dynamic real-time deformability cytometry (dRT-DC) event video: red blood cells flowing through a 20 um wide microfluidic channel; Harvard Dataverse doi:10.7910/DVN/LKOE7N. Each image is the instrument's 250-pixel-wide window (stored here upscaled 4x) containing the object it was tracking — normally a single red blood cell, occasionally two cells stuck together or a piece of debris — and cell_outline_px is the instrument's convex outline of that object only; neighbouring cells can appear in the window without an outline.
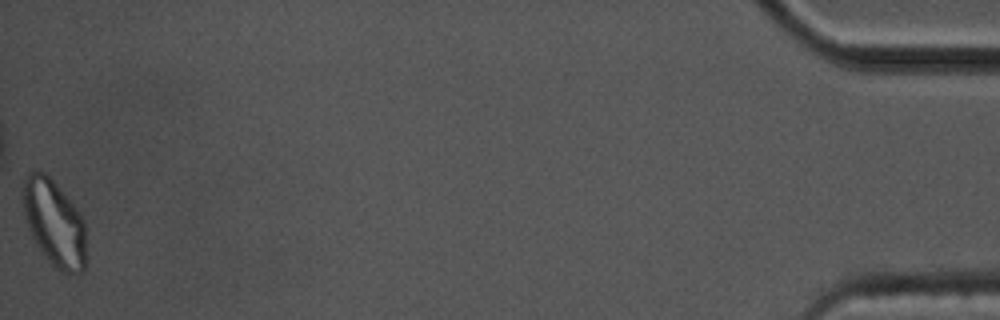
{"species": "common noctule bat (a hibernating species)", "species_latin": "Nyctalus noctula", "temperature_condition": "cold", "stored_images_in_passage": 51, "camera_frame_rate_fps": 3000, "um_per_image_px": 0.085, "animal": {"sex": "male", "body_mass_g": 17.5, "forearm_length_mm": 52.3}, "frame": {"image": 1, "passage_image": 51, "time_ms": 16.667, "image_size_px": [1000, 320], "cell_outline_px": [[84, 272], [64, 272], [52, 268], [32, 240], [24, 216], [20, 196], [20, 184], [24, 176], [32, 168], [44, 172], [56, 184], [80, 212], [84, 220]], "centroid_in_image_um": [4.51, 18.9], "position_along_channel_um": 430.7, "area_um2": 32.66}, "authors_computed_cell_mechanics": {"area_um2": 19.8254, "velocity_mm_per_s": 3.3644, "shape_relaxation_time_tau1_ms": null, "shape_relaxation_time_tau2_ms": 4.9366, "deformation_change_tau1": null, "deformation_change_tau2": 0.14}}